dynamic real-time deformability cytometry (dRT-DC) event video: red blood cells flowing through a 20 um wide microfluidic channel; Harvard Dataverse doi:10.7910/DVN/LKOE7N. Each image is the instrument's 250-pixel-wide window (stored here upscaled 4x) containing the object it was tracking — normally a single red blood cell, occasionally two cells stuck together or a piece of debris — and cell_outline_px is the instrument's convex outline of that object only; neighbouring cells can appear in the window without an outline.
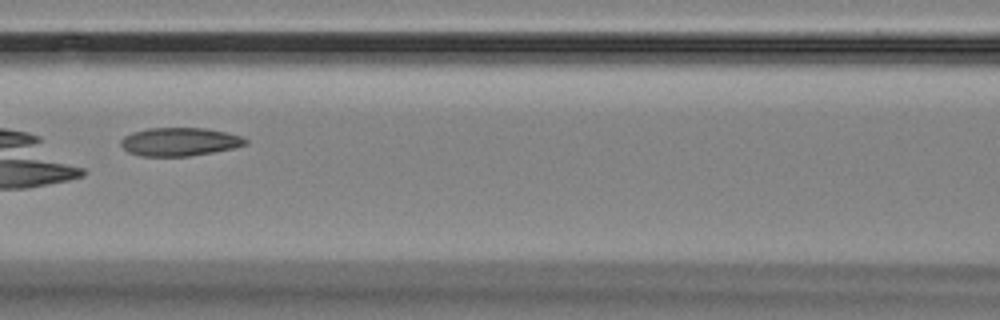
{"species": "Egyptian fruit bat (a non-hibernating species)", "species_latin": "Rousettus aegyptiacus", "temperature_condition": "room temperature", "stored_images_in_passage": 6, "camera_frame_rate_fps": 3000, "um_per_image_px": 0.085, "animal": {"sex": "female"}, "frame": {"image": 1, "passage_image": 5, "time_ms": 5.667, "image_size_px": [1000, 320], "cell_outline_px": [[248, 144], [232, 148], [212, 152], [188, 156], [140, 156], [128, 152], [120, 144], [120, 140], [124, 136], [132, 132], [148, 128], [204, 128], [224, 132], [240, 136], [248, 140]], "centroid_in_image_um": [15.23, 12.05], "position_along_channel_um": 151.4, "area_um2": 20.46}}